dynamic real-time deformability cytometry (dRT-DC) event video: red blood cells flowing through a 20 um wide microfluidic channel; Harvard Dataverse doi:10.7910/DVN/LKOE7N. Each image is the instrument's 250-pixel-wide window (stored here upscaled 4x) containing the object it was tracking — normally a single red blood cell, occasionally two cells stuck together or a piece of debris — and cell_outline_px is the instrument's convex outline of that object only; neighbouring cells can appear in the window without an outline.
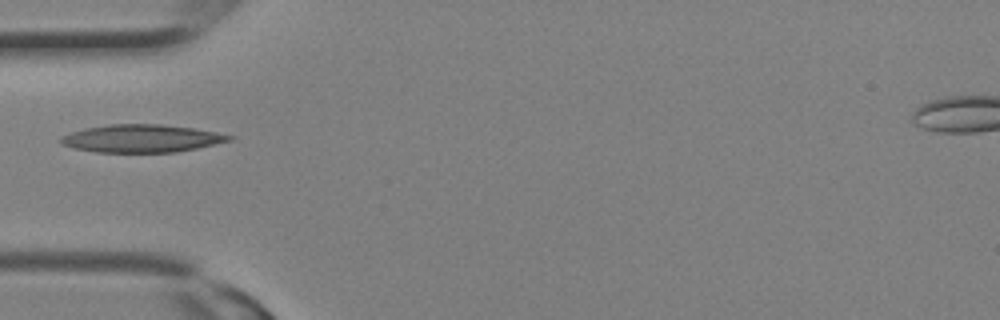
{"species": "Egyptian fruit bat (a non-hibernating species)", "species_latin": "Rousettus aegyptiacus", "temperature_condition": "room temperature", "stored_images_in_passage": 2, "camera_frame_rate_fps": 3000, "um_per_image_px": 0.085, "animal": {"sex": "female"}, "frame": {"image": 1, "passage_image": 1, "time_ms": 0.0, "image_size_px": [1000, 320], "cell_outline_px": [[236, 136], [232, 140], [196, 148], [176, 152], [96, 152], [76, 148], [60, 144], [60, 136], [84, 128], [108, 124], [160, 124], [192, 128]], "centroid_in_image_um": [12.01, 11.76], "position_along_channel_um": 73.0, "area_um2": 27.11}}